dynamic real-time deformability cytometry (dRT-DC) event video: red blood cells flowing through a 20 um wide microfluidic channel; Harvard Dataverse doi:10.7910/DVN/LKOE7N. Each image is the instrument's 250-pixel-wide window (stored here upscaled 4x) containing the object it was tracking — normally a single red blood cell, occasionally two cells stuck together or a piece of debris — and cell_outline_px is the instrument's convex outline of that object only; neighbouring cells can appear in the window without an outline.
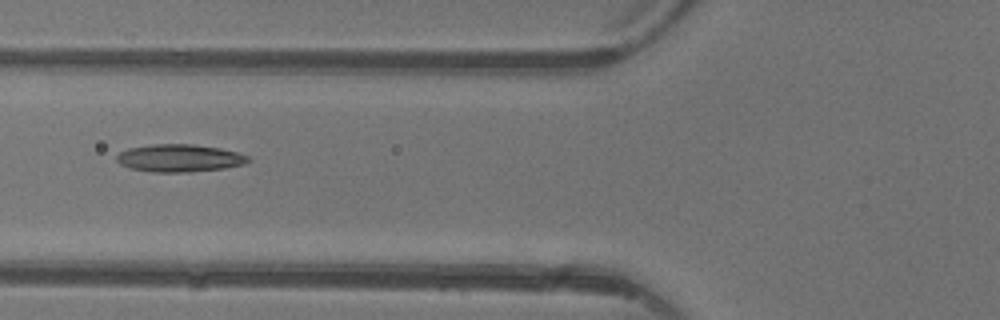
{"species": "common noctule bat (a hibernating species)", "species_latin": "Nyctalus noctula", "temperature_condition": "warm", "stored_images_in_passage": 6, "camera_frame_rate_fps": 3000, "um_per_image_px": 0.085, "animal": {"sex": "female"}, "frame": {"image": 1, "passage_image": 6, "time_ms": 6.0, "image_size_px": [1000, 320], "cell_outline_px": [[252, 160], [244, 164], [224, 168], [192, 172], [152, 172], [132, 168], [120, 164], [116, 160], [116, 156], [120, 152], [128, 148], [152, 144], [192, 144], [220, 148], [236, 152], [248, 156]], "centroid_in_image_um": [15.26, 13.44], "position_along_channel_um": 110.5, "area_um2": 21.15}}